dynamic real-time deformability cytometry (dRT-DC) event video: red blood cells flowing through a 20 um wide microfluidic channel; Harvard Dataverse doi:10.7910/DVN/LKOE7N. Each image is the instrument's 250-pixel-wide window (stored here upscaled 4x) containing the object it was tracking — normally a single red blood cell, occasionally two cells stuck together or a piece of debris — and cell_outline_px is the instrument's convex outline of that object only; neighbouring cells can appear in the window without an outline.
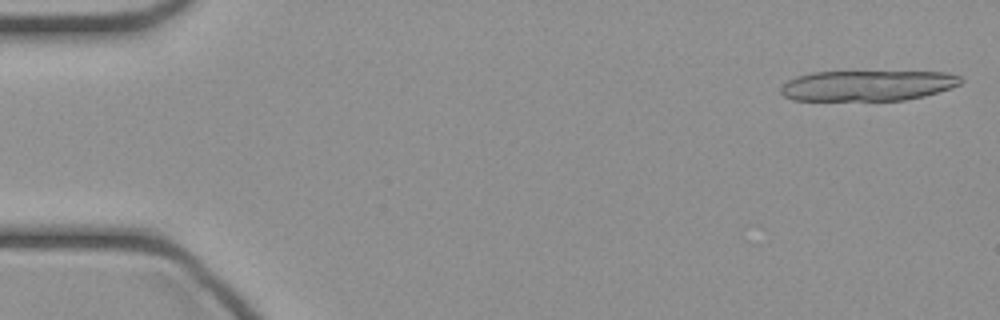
{"species": "common noctule bat (a hibernating species)", "species_latin": "Nyctalus noctula", "temperature_condition": "cold", "stored_images_in_passage": 29, "camera_frame_rate_fps": 3000, "um_per_image_px": 0.085, "animal": {"sex": "female", "body_mass_g": 21.9}, "frame": {"image": 1, "passage_image": 1, "time_ms": 0.0, "image_size_px": [1000, 320], "cell_outline_px": [[964, 80], [960, 84], [952, 88], [924, 96], [904, 100], [792, 100], [784, 96], [780, 92], [780, 88], [788, 80], [796, 76], [812, 72], [948, 72], [960, 76]], "centroid_in_image_um": [73.75, 7.27], "position_along_channel_um": 11.2, "area_um2": 32.08}}
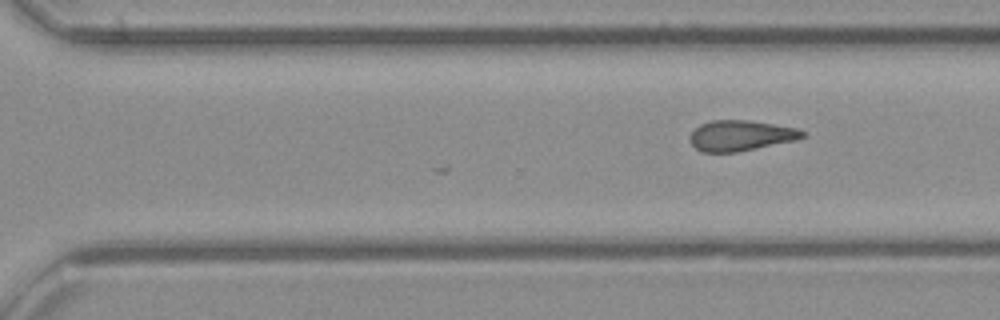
{"frame": {"image": 2, "passage_image": 29, "time_ms": 9.333, "image_size_px": [1000, 320], "cell_outline_px": [[804, 136], [796, 140], [736, 152], [700, 152], [692, 144], [692, 132], [700, 124], [712, 120], [748, 120], [796, 128], [804, 132]], "centroid_in_image_um": [62.95, 11.52], "position_along_channel_um": 307.6, "area_um2": 19.65}}